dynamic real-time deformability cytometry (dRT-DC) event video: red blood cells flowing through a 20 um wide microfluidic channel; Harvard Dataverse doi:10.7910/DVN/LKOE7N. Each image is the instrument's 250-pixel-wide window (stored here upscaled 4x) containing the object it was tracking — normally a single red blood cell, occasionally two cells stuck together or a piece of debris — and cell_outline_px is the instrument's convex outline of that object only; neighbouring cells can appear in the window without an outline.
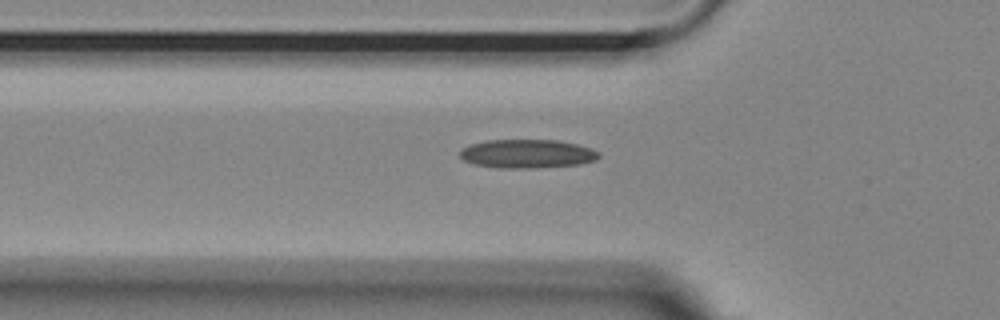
{"species": "Egyptian fruit bat (a non-hibernating species)", "species_latin": "Rousettus aegyptiacus", "temperature_condition": "room temperature", "stored_images_in_passage": 39, "camera_frame_rate_fps": 3000, "um_per_image_px": 0.085, "animal": {"sex": "female"}, "frame": {"image": 1, "passage_image": 7, "time_ms": 2.0, "image_size_px": [1000, 320], "cell_outline_px": [[600, 156], [596, 160], [580, 164], [532, 168], [500, 168], [476, 164], [464, 160], [460, 156], [460, 148], [468, 144], [488, 140], [560, 140], [592, 148], [600, 152]], "centroid_in_image_um": [44.82, 13.06], "position_along_channel_um": 81.0, "area_um2": 23.35}}
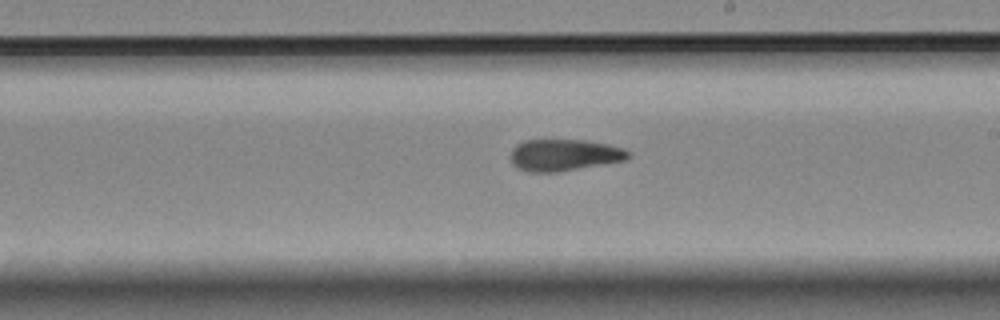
{"frame": {"image": 2, "passage_image": 20, "time_ms": 6.333, "image_size_px": [1000, 320], "cell_outline_px": [[632, 156], [628, 160], [556, 172], [528, 172], [516, 168], [512, 164], [512, 148], [516, 144], [524, 140], [584, 140], [608, 144], [624, 148], [632, 152]], "centroid_in_image_um": [48.0, 13.18], "position_along_channel_um": 241.0, "area_um2": 21.96}}
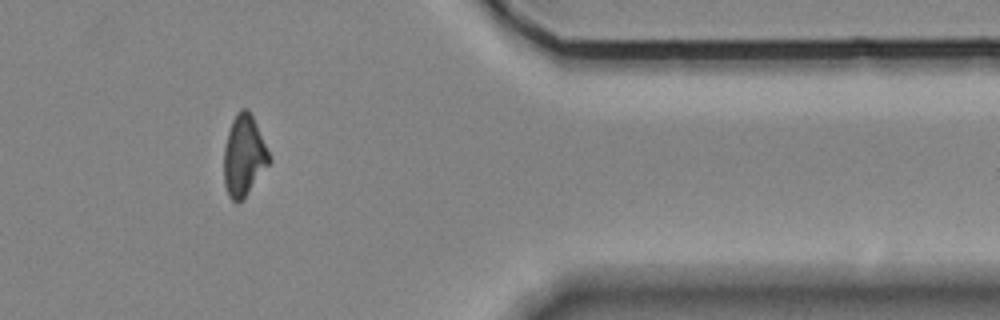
{"frame": {"image": 3, "passage_image": 34, "time_ms": 11.0, "image_size_px": [1000, 320], "cell_outline_px": [[272, 160], [244, 196], [236, 204], [228, 196], [224, 184], [224, 148], [228, 132], [232, 120], [236, 112], [240, 108], [248, 108], [256, 124]], "centroid_in_image_um": [20.71, 13.21], "position_along_channel_um": 390.7, "area_um2": 21.04}, "authors_computed_cell_mechanics": {"area_um2": 21.964, "velocity_mm_per_s": 3.6647, "shape_relaxation_time_tau1_ms": 6.8847, "shape_relaxation_time_tau2_ms": 2.5945, "deformation_change_tau1": 0.203, "deformation_change_tau2": 0.1013}}